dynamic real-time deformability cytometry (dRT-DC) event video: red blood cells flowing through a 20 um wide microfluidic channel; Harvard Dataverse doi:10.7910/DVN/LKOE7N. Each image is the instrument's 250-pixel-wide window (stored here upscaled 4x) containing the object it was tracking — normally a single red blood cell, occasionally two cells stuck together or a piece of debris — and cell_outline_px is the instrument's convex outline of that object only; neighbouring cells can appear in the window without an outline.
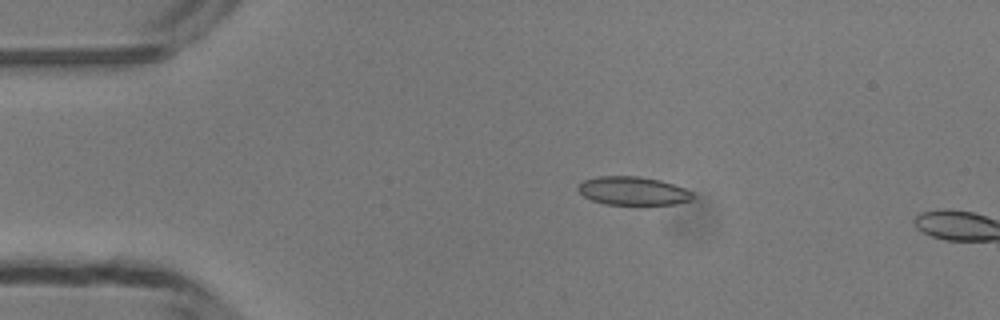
{"species": "common noctule bat (a hibernating species)", "species_latin": "Nyctalus noctula", "temperature_condition": "room temperature", "stored_images_in_passage": 13, "camera_frame_rate_fps": 3000, "um_per_image_px": 0.085, "animal": {"sex": "male", "body_mass_g": 13.3}, "frame": {"image": 1, "passage_image": 10, "time_ms": 3.0, "image_size_px": [1000, 320], "cell_outline_px": [[696, 196], [692, 200], [676, 204], [644, 208], [640, 208], [604, 204], [592, 200], [584, 196], [576, 188], [584, 180], [596, 176], [640, 176], [660, 180], [684, 188], [692, 192]], "centroid_in_image_um": [53.85, 16.29], "position_along_channel_um": 31.1, "area_um2": 20.11}}